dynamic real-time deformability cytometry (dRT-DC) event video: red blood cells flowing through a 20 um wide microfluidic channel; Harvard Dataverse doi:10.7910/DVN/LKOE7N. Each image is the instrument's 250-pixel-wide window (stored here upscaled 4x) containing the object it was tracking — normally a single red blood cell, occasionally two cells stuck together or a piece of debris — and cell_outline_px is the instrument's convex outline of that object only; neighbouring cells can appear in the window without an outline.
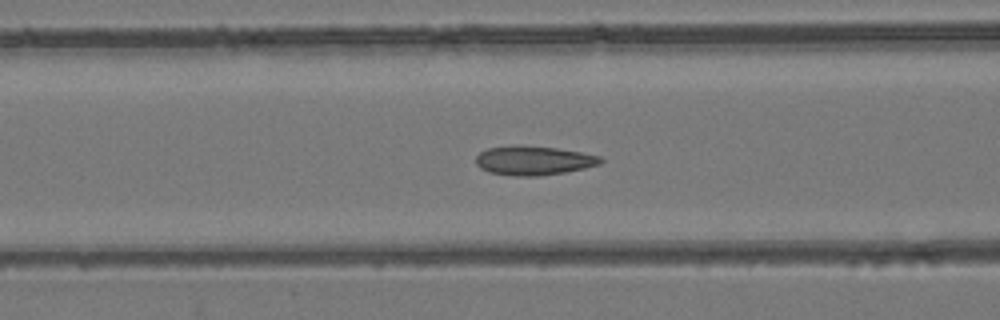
{"species": "common noctule bat (a hibernating species)", "species_latin": "Nyctalus noctula", "temperature_condition": "room temperature", "stored_images_in_passage": 46, "camera_frame_rate_fps": 3000, "um_per_image_px": 0.085, "animal": {"sex": "female", "body_mass_g": 24.6, "forearm_length_mm": 56.2}, "frame": {"image": 1, "passage_image": 14, "time_ms": 4.333, "image_size_px": [1000, 320], "cell_outline_px": [[604, 160], [600, 164], [584, 168], [564, 172], [540, 176], [512, 176], [488, 172], [480, 168], [476, 164], [476, 156], [480, 152], [488, 148], [556, 148], [580, 152], [600, 156]], "centroid_in_image_um": [45.38, 13.69], "position_along_channel_um": 121.2, "area_um2": 20.35}}
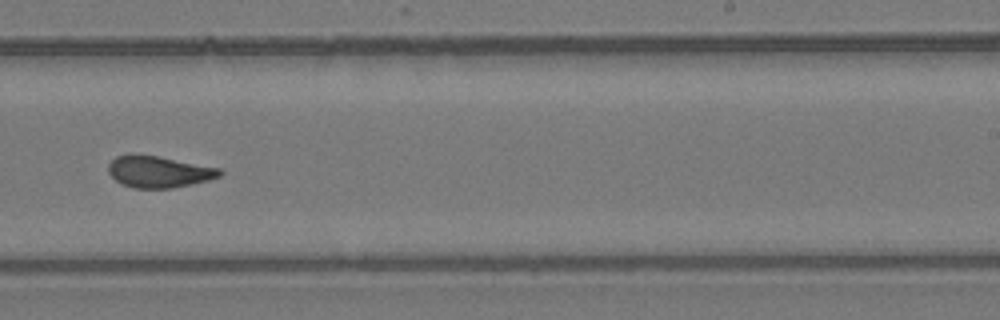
{"frame": {"image": 2, "passage_image": 26, "time_ms": 8.333, "image_size_px": [1000, 320], "cell_outline_px": [[224, 172], [220, 176], [208, 180], [192, 184], [172, 188], [132, 188], [116, 180], [108, 172], [108, 164], [116, 156], [128, 152], [156, 156], [220, 168]], "centroid_in_image_um": [13.47, 14.58], "position_along_channel_um": 275.5, "area_um2": 20.58}}
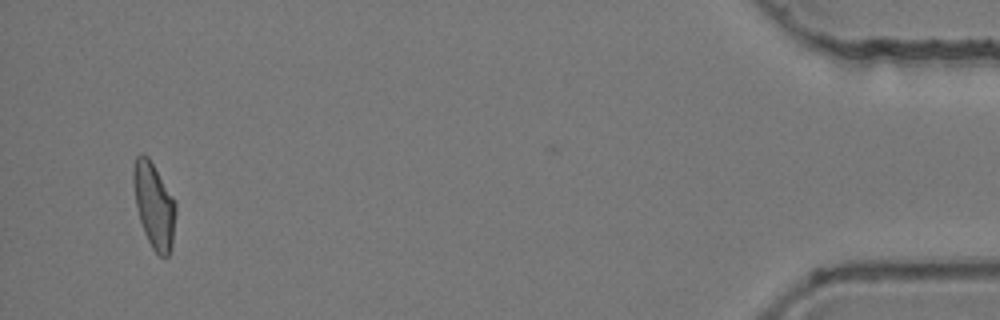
{"frame": {"image": 3, "passage_image": 44, "time_ms": 14.333, "image_size_px": [1000, 320], "cell_outline_px": [[176, 212], [172, 244], [168, 256], [160, 256], [152, 248], [144, 232], [140, 220], [136, 204], [132, 184], [132, 168], [136, 156], [140, 152], [148, 156], [172, 196], [176, 204]], "centroid_in_image_um": [13.07, 17.42], "position_along_channel_um": 422.1, "area_um2": 20.98}, "authors_computed_cell_mechanics": {"area_um2": 20.8658, "velocity_mm_per_s": 3.8657, "shape_relaxation_time_tau1_ms": null, "shape_relaxation_time_tau2_ms": 1.7364, "deformation_change_tau1": null, "deformation_change_tau2": 0.0723}}